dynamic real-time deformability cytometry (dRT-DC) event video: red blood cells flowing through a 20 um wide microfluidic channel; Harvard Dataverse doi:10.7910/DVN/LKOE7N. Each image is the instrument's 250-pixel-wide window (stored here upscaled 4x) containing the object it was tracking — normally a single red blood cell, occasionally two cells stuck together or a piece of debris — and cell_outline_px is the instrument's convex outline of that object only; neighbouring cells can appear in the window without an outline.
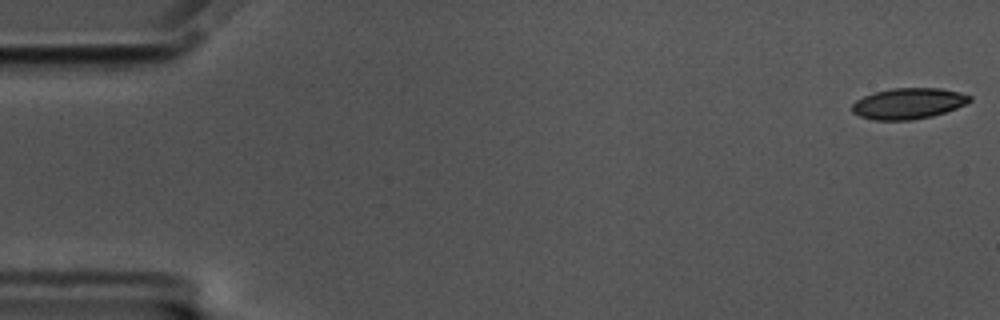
{"species": "common noctule bat (a hibernating species)", "species_latin": "Nyctalus noctula", "temperature_condition": "cold", "stored_images_in_passage": 58, "camera_frame_rate_fps": 3000, "um_per_image_px": 0.085, "animal": {"sex": "male", "body_mass_g": 17.5, "forearm_length_mm": 52.3}, "frame": {"image": 1, "passage_image": 1, "time_ms": 0.0, "image_size_px": [1000, 320], "cell_outline_px": [[972, 100], [956, 108], [932, 116], [912, 120], [876, 120], [860, 116], [852, 112], [852, 104], [856, 100], [864, 96], [876, 92], [892, 88], [940, 88], [960, 92], [972, 96]], "centroid_in_image_um": [77.22, 8.79], "position_along_channel_um": 7.8, "area_um2": 21.1}}
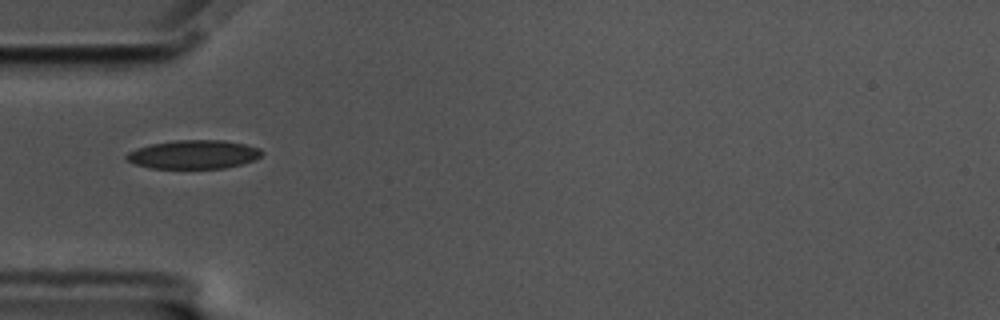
{"frame": {"image": 2, "passage_image": 18, "time_ms": 5.667, "image_size_px": [1000, 320], "cell_outline_px": [[264, 152], [256, 160], [224, 168], [148, 168], [136, 164], [128, 160], [124, 156], [128, 152], [136, 148], [148, 144], [176, 140], [224, 140], [244, 144], [260, 148]], "centroid_in_image_um": [16.45, 13.12], "position_along_channel_um": 68.5, "area_um2": 22.72}}
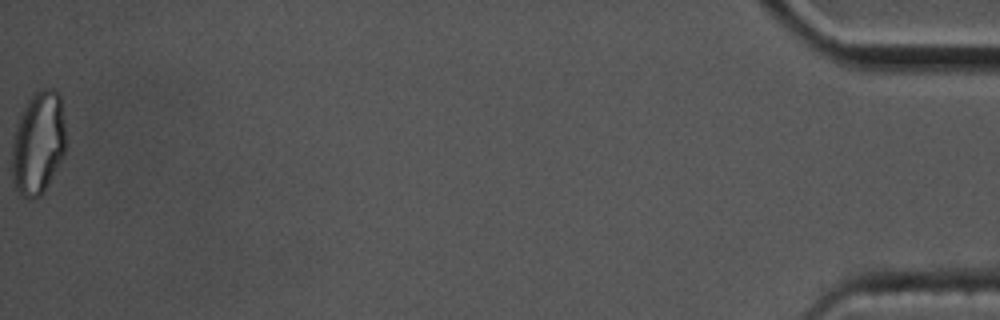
{"frame": {"image": 3, "passage_image": 58, "time_ms": 19.0, "image_size_px": [1000, 320], "cell_outline_px": [[64, 156], [44, 192], [40, 196], [28, 200], [20, 196], [12, 180], [12, 140], [16, 124], [20, 112], [32, 92], [44, 88], [56, 88], [60, 96], [64, 120]], "centroid_in_image_um": [3.22, 12.15], "position_along_channel_um": 432.0, "area_um2": 32.95}, "authors_computed_cell_mechanics": {"area_um2": 22.1663, "velocity_mm_per_s": 3.4808, "shape_relaxation_time_tau1_ms": 8.2644, "shape_relaxation_time_tau2_ms": 2.3793, "deformation_change_tau1": 0.1761, "deformation_change_tau2": 0.0716}}